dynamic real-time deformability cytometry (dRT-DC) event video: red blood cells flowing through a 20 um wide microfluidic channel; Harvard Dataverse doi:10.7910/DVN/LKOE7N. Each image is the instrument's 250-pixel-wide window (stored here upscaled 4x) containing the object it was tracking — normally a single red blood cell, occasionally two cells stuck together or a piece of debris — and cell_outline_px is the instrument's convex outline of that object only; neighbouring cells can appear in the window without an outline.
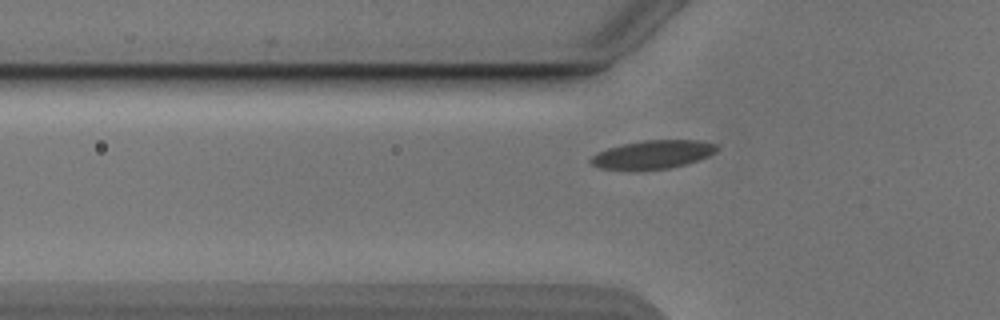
{"species": "Egyptian fruit bat (a non-hibernating species)", "species_latin": "Rousettus aegyptiacus", "temperature_condition": "cold", "stored_images_in_passage": 32, "camera_frame_rate_fps": 3000, "um_per_image_px": 0.085, "animal": {"sex": "male"}, "frame": {"image": 1, "passage_image": 3, "time_ms": 0.667, "image_size_px": [1000, 320], "cell_outline_px": [[720, 148], [716, 152], [708, 156], [684, 164], [668, 168], [640, 172], [628, 172], [600, 168], [588, 164], [588, 160], [596, 152], [608, 148], [624, 144], [644, 140], [700, 140], [716, 144]], "centroid_in_image_um": [55.4, 13.17], "position_along_channel_um": 70.4, "area_um2": 21.56}}
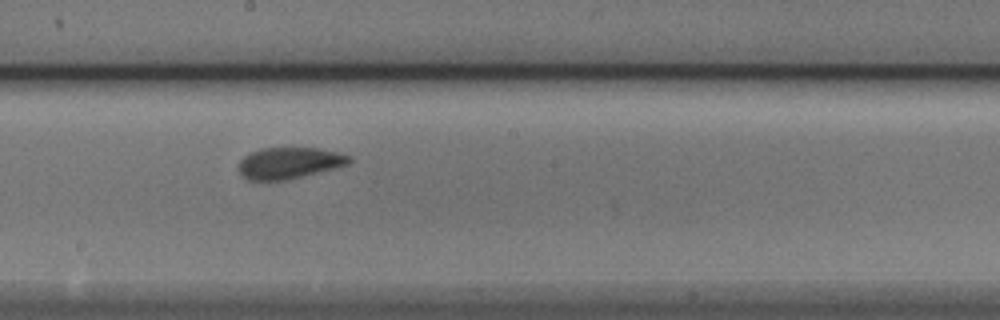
{"frame": {"image": 2, "passage_image": 15, "time_ms": 4.667, "image_size_px": [1000, 320], "cell_outline_px": [[352, 160], [348, 164], [288, 180], [248, 180], [240, 176], [240, 160], [244, 156], [260, 148], [316, 148], [336, 152], [352, 156]], "centroid_in_image_um": [24.57, 13.86], "position_along_channel_um": 223.6, "area_um2": 20.06}}
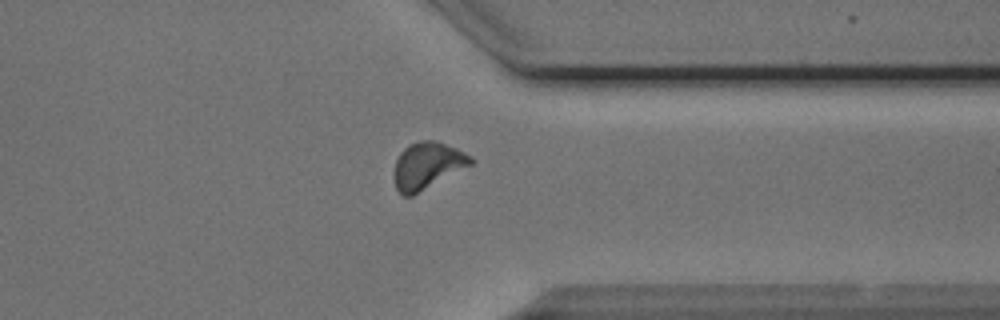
{"frame": {"image": 3, "passage_image": 27, "time_ms": 8.667, "image_size_px": [1000, 320], "cell_outline_px": [[476, 160], [472, 164], [412, 196], [404, 196], [396, 188], [392, 176], [392, 172], [396, 160], [400, 152], [408, 144], [420, 140], [436, 140], [456, 148], [472, 156]], "centroid_in_image_um": [36.3, 14.06], "position_along_channel_um": 375.1, "area_um2": 21.1}}